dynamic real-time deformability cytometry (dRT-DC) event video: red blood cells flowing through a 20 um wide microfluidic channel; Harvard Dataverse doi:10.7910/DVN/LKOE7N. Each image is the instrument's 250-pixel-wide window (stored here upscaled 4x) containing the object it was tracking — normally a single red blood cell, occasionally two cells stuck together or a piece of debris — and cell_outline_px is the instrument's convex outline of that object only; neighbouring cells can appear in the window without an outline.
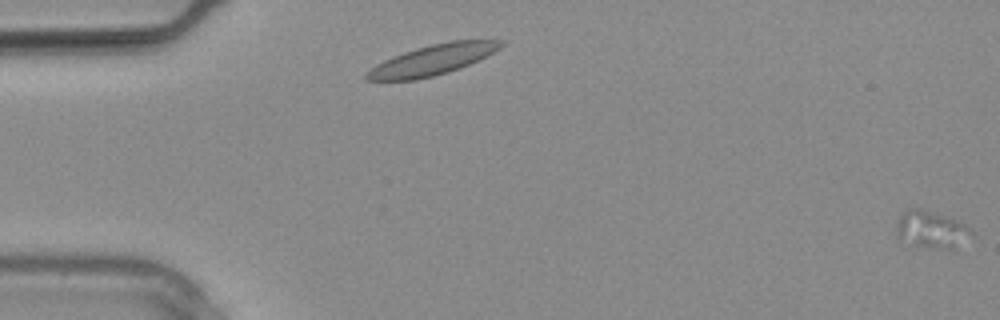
{"species": "common noctule bat (a hibernating species)", "species_latin": "Nyctalus noctula", "temperature_condition": "warm", "stored_images_in_passage": 2, "camera_frame_rate_fps": 3000, "um_per_image_px": 0.085, "animal": {"sex": "male", "body_mass_g": 20.4}, "frame": {"image": 1, "passage_image": 2, "time_ms": 0.333, "image_size_px": [1000, 320], "cell_outline_px": [[972, 232], [952, 248], [944, 248], [916, 244], [896, 236], [896, 224], [900, 216], [908, 208], [920, 208], [956, 220], [972, 228]], "centroid_in_image_um": [79.11, 19.45], "position_along_channel_um": 5.9, "area_um2": 15.26}}